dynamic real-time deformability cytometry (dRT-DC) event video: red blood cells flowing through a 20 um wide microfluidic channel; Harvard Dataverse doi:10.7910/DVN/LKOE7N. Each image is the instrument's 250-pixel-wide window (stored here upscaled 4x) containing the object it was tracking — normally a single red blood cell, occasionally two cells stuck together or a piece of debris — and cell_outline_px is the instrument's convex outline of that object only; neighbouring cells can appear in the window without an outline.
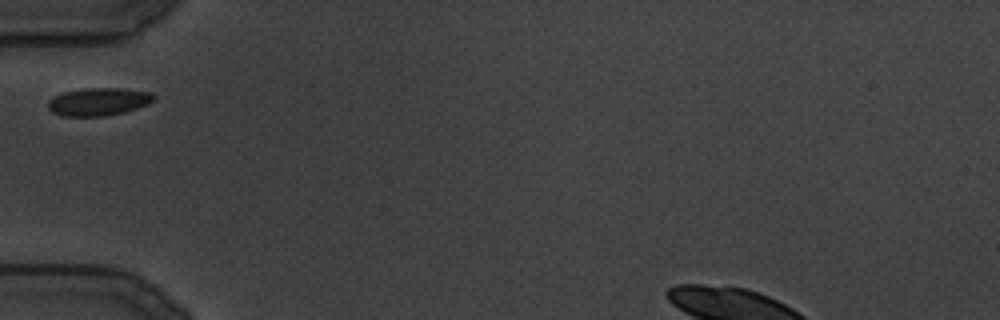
{"species": "common noctule bat (a hibernating species)", "species_latin": "Nyctalus noctula", "temperature_condition": "cold", "stored_images_in_passage": 67, "camera_frame_rate_fps": 3000, "um_per_image_px": 0.085, "animal": {"sex": "male", "body_mass_g": 19.5, "forearm_length_mm": 54.6}, "frame": {"image": 1, "passage_image": 1, "time_ms": 0.0, "image_size_px": [1000, 320], "cell_outline_px": [[156, 96], [148, 104], [124, 112], [104, 116], [60, 116], [52, 112], [48, 108], [48, 100], [52, 96], [64, 92], [84, 88], [120, 88], [152, 92]], "centroid_in_image_um": [8.34, 8.64], "position_along_channel_um": 76.7, "area_um2": 17.22}}
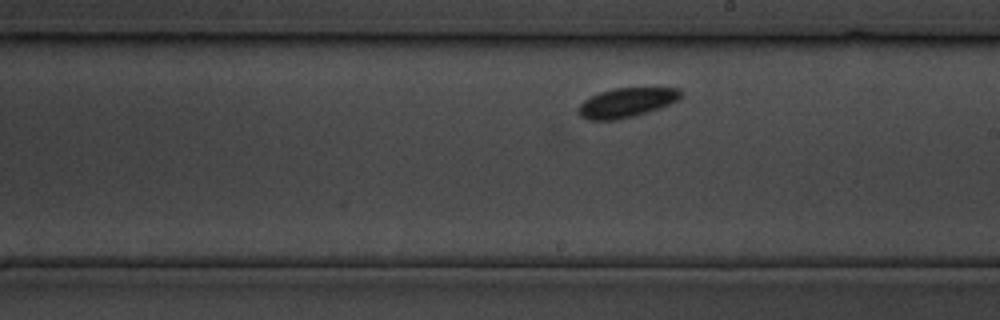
{"frame": {"image": 2, "passage_image": 33, "time_ms": 10.667, "image_size_px": [1000, 320], "cell_outline_px": [[684, 92], [676, 100], [660, 108], [636, 116], [616, 120], [588, 120], [580, 116], [576, 112], [576, 108], [584, 100], [600, 92], [616, 88], [680, 88]], "centroid_in_image_um": [53.22, 8.73], "position_along_channel_um": 235.8, "area_um2": 17.63}}
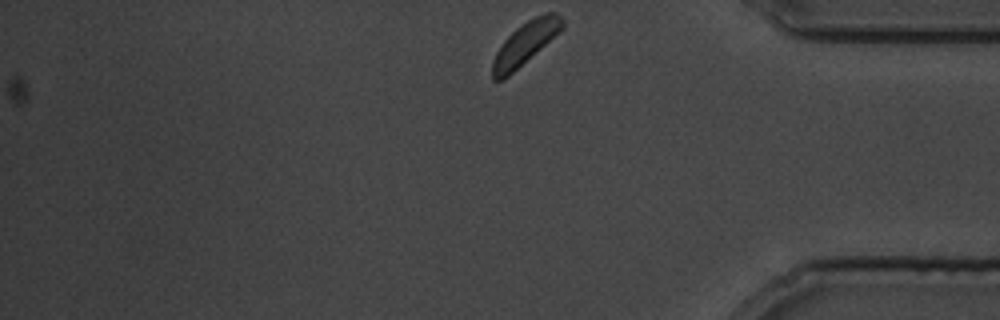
{"frame": {"image": 3, "passage_image": 67, "time_ms": 22.0, "image_size_px": [1000, 320], "cell_outline_px": [[564, 28], [560, 32], [504, 80], [492, 80], [492, 60], [496, 52], [504, 40], [520, 24], [544, 12], [556, 12], [564, 20]], "centroid_in_image_um": [44.65, 3.68], "position_along_channel_um": 390.6, "area_um2": 17.4}}